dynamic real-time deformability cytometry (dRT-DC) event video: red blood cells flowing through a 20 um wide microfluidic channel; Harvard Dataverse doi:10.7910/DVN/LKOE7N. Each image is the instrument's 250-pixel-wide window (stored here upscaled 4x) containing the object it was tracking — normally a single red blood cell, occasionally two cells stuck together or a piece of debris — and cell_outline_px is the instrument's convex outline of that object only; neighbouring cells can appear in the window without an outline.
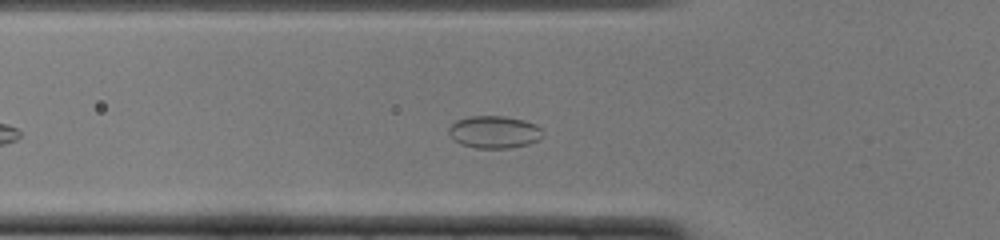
{"species": "common noctule bat (a hibernating species)", "species_latin": "Nyctalus noctula", "temperature_condition": "cold", "stored_images_in_passage": 42, "camera_frame_rate_fps": 3000, "um_per_image_px": 0.085, "animal": {"sex": "female", "body_mass_g": 22.0, "forearm_length_mm": 56.7}, "frame": {"image": 1, "passage_image": 9, "time_ms": 2.667, "image_size_px": [1000, 240], "cell_outline_px": [[544, 136], [540, 140], [528, 144], [508, 148], [476, 148], [460, 144], [448, 132], [448, 128], [456, 120], [468, 116], [504, 116], [524, 120], [536, 124], [544, 132]], "centroid_in_image_um": [42.04, 11.22], "position_along_channel_um": 83.8, "area_um2": 17.86}}
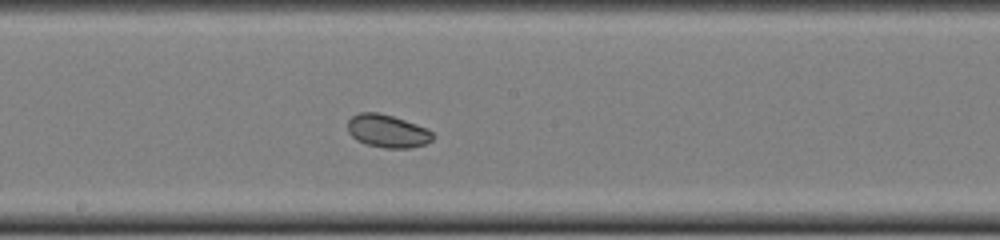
{"frame": {"image": 2, "passage_image": 19, "time_ms": 6.0, "image_size_px": [1000, 240], "cell_outline_px": [[432, 140], [424, 144], [408, 148], [384, 148], [364, 144], [356, 140], [348, 132], [348, 120], [352, 116], [360, 112], [376, 112], [392, 116], [428, 128], [432, 132]], "centroid_in_image_um": [32.9, 11.14], "position_along_channel_um": 215.3, "area_um2": 16.3}}
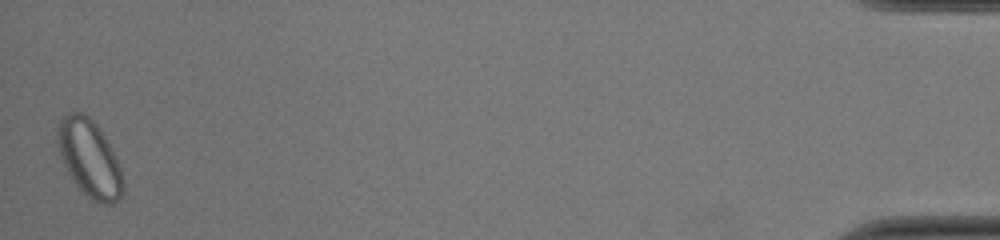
{"frame": {"image": 3, "passage_image": 42, "time_ms": 13.667, "image_size_px": [1000, 240], "cell_outline_px": [[124, 192], [120, 200], [112, 204], [100, 204], [92, 200], [76, 184], [68, 172], [60, 156], [56, 132], [56, 128], [60, 120], [64, 116], [72, 112], [84, 112], [96, 124], [104, 136], [120, 168], [124, 180]], "centroid_in_image_um": [7.61, 13.48], "position_along_channel_um": 427.6, "area_um2": 29.19}, "authors_computed_cell_mechanics": {"area_um2": 18.0625, "velocity_mm_per_s": 3.9505, "shape_relaxation_time_tau1_ms": 7.4447, "shape_relaxation_time_tau2_ms": null, "deformation_change_tau1": 0.0542, "deformation_change_tau2": null}}